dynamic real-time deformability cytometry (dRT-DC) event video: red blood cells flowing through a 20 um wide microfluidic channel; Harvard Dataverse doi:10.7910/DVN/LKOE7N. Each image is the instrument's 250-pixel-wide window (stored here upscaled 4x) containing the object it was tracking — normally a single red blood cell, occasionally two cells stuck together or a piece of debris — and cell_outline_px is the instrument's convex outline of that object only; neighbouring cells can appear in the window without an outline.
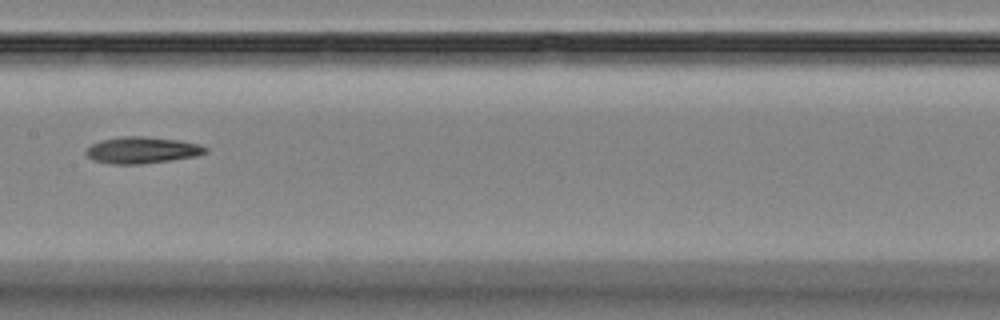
{"species": "Egyptian fruit bat (a non-hibernating species)", "species_latin": "Rousettus aegyptiacus", "temperature_condition": "room temperature", "stored_images_in_passage": 11, "camera_frame_rate_fps": 3000, "um_per_image_px": 0.085, "animal": {"sex": "female"}, "frame": {"image": 1, "passage_image": 4, "time_ms": 3.667, "image_size_px": [1000, 320], "cell_outline_px": [[208, 152], [196, 156], [172, 160], [140, 164], [112, 164], [92, 160], [84, 152], [92, 144], [100, 140], [120, 136], [144, 136], [180, 140], [200, 144], [208, 148]], "centroid_in_image_um": [12.09, 12.75], "position_along_channel_um": 195.3, "area_um2": 18.67}}
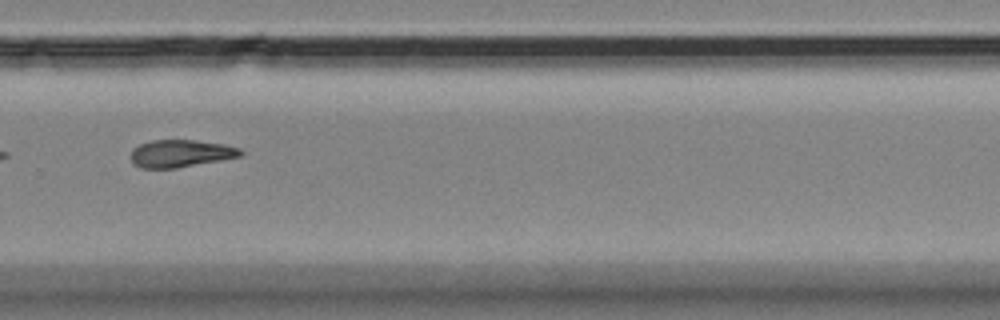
{"frame": {"image": 2, "passage_image": 7, "time_ms": 7.0, "image_size_px": [1000, 320], "cell_outline_px": [[244, 152], [240, 156], [220, 160], [176, 168], [140, 168], [132, 164], [128, 156], [132, 148], [140, 144], [152, 140], [196, 140], [224, 144], [240, 148]], "centroid_in_image_um": [15.29, 13.04], "position_along_channel_um": 314.5, "area_um2": 17.74}}
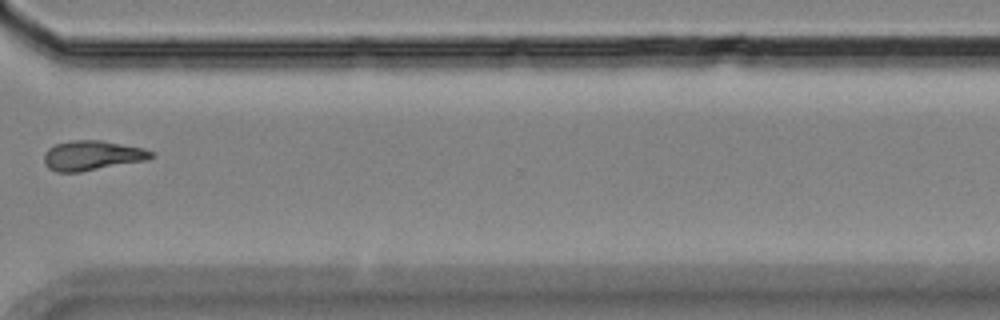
{"frame": {"image": 3, "passage_image": 8, "time_ms": 8.333, "image_size_px": [1000, 320], "cell_outline_px": [[156, 156], [148, 160], [80, 172], [56, 172], [48, 168], [44, 164], [44, 152], [48, 148], [56, 144], [72, 140], [100, 140], [144, 148], [152, 152]], "centroid_in_image_um": [7.83, 13.22], "position_along_channel_um": 362.8, "area_um2": 18.73}, "authors_computed_cell_mechanics": {"area_um2": 18.6694, "velocity_mm_per_s": 3.6035, "shape_relaxation_time_tau1_ms": null, "shape_relaxation_time_tau2_ms": 10.239, "deformation_change_tau1": null, "deformation_change_tau2": 0.1787}}